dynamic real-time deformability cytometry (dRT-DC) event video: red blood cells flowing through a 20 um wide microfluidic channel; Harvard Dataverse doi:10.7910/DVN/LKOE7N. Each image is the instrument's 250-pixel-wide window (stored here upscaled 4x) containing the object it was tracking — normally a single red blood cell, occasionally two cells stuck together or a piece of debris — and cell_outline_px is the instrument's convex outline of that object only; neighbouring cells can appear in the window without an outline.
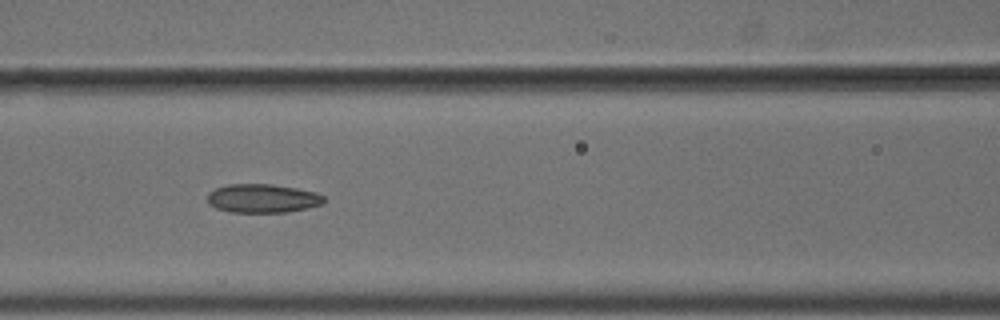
{"species": "common noctule bat (a hibernating species)", "species_latin": "Nyctalus noctula", "temperature_condition": "cold", "stored_images_in_passage": 11, "camera_frame_rate_fps": 3000, "um_per_image_px": 0.085, "animal": {"sex": "male", "body_mass_g": 18.8}, "frame": {"image": 1, "passage_image": 7, "time_ms": 2.0, "image_size_px": [1000, 320], "cell_outline_px": [[324, 200], [320, 204], [308, 208], [288, 212], [232, 212], [216, 208], [208, 204], [208, 192], [216, 188], [228, 184], [272, 184], [296, 188], [316, 192], [324, 196]], "centroid_in_image_um": [22.3, 16.86], "position_along_channel_um": 144.3, "area_um2": 19.48}}
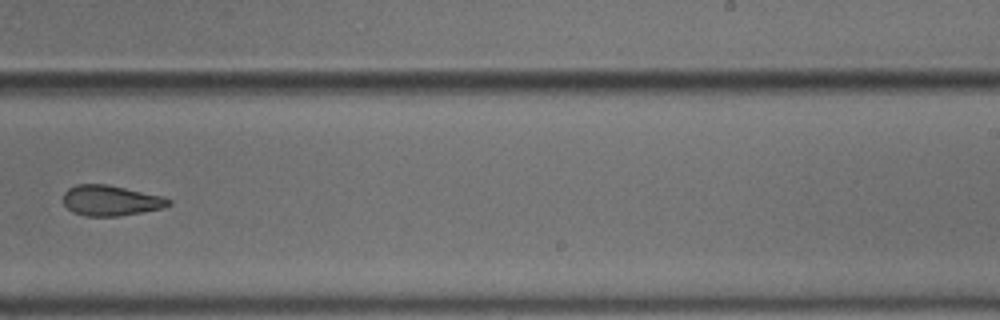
{"frame": {"image": 2, "passage_image": 10, "time_ms": 3.0, "image_size_px": [1000, 320], "cell_outline_px": [[172, 204], [164, 208], [116, 216], [84, 216], [72, 212], [64, 204], [64, 192], [68, 188], [76, 184], [104, 184], [164, 196], [172, 200]], "centroid_in_image_um": [9.42, 17.04], "position_along_channel_um": 279.6, "area_um2": 18.67}}
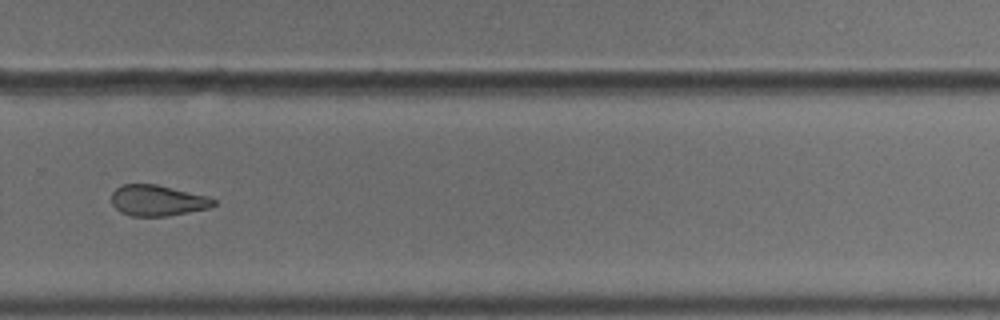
{"frame": {"image": 3, "passage_image": 11, "time_ms": 3.333, "image_size_px": [1000, 320], "cell_outline_px": [[216, 204], [208, 208], [168, 216], [132, 216], [120, 212], [112, 204], [112, 192], [116, 188], [124, 184], [156, 184], [208, 196], [216, 200]], "centroid_in_image_um": [13.39, 17.04], "position_along_channel_um": 316.4, "area_um2": 18.32}}